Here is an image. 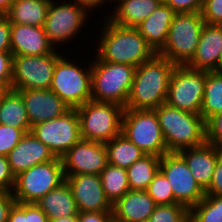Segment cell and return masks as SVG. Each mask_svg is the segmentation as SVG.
Instances as JSON below:
<instances>
[{
	"label": "cell",
	"instance_id": "44",
	"mask_svg": "<svg viewBox=\"0 0 222 222\" xmlns=\"http://www.w3.org/2000/svg\"><path fill=\"white\" fill-rule=\"evenodd\" d=\"M7 222H28V203L16 202Z\"/></svg>",
	"mask_w": 222,
	"mask_h": 222
},
{
	"label": "cell",
	"instance_id": "8",
	"mask_svg": "<svg viewBox=\"0 0 222 222\" xmlns=\"http://www.w3.org/2000/svg\"><path fill=\"white\" fill-rule=\"evenodd\" d=\"M67 59L63 55L57 60L50 90L70 108H77L91 100V63L81 67Z\"/></svg>",
	"mask_w": 222,
	"mask_h": 222
},
{
	"label": "cell",
	"instance_id": "49",
	"mask_svg": "<svg viewBox=\"0 0 222 222\" xmlns=\"http://www.w3.org/2000/svg\"><path fill=\"white\" fill-rule=\"evenodd\" d=\"M49 222H79V213L78 215L72 217H60L57 219H49Z\"/></svg>",
	"mask_w": 222,
	"mask_h": 222
},
{
	"label": "cell",
	"instance_id": "40",
	"mask_svg": "<svg viewBox=\"0 0 222 222\" xmlns=\"http://www.w3.org/2000/svg\"><path fill=\"white\" fill-rule=\"evenodd\" d=\"M15 184V175L11 170L6 156L0 155V187L5 191H12Z\"/></svg>",
	"mask_w": 222,
	"mask_h": 222
},
{
	"label": "cell",
	"instance_id": "52",
	"mask_svg": "<svg viewBox=\"0 0 222 222\" xmlns=\"http://www.w3.org/2000/svg\"><path fill=\"white\" fill-rule=\"evenodd\" d=\"M107 222H122L121 220L117 219L113 214L109 217Z\"/></svg>",
	"mask_w": 222,
	"mask_h": 222
},
{
	"label": "cell",
	"instance_id": "33",
	"mask_svg": "<svg viewBox=\"0 0 222 222\" xmlns=\"http://www.w3.org/2000/svg\"><path fill=\"white\" fill-rule=\"evenodd\" d=\"M156 205H170L177 203L167 177L159 171L146 189Z\"/></svg>",
	"mask_w": 222,
	"mask_h": 222
},
{
	"label": "cell",
	"instance_id": "12",
	"mask_svg": "<svg viewBox=\"0 0 222 222\" xmlns=\"http://www.w3.org/2000/svg\"><path fill=\"white\" fill-rule=\"evenodd\" d=\"M57 49L48 55H13L11 89H50L57 60Z\"/></svg>",
	"mask_w": 222,
	"mask_h": 222
},
{
	"label": "cell",
	"instance_id": "1",
	"mask_svg": "<svg viewBox=\"0 0 222 222\" xmlns=\"http://www.w3.org/2000/svg\"><path fill=\"white\" fill-rule=\"evenodd\" d=\"M176 64L157 53L135 69L125 109L154 110L166 103L169 82Z\"/></svg>",
	"mask_w": 222,
	"mask_h": 222
},
{
	"label": "cell",
	"instance_id": "34",
	"mask_svg": "<svg viewBox=\"0 0 222 222\" xmlns=\"http://www.w3.org/2000/svg\"><path fill=\"white\" fill-rule=\"evenodd\" d=\"M150 222H189V209L182 204L156 205Z\"/></svg>",
	"mask_w": 222,
	"mask_h": 222
},
{
	"label": "cell",
	"instance_id": "26",
	"mask_svg": "<svg viewBox=\"0 0 222 222\" xmlns=\"http://www.w3.org/2000/svg\"><path fill=\"white\" fill-rule=\"evenodd\" d=\"M51 0H14L6 14L10 23L44 27Z\"/></svg>",
	"mask_w": 222,
	"mask_h": 222
},
{
	"label": "cell",
	"instance_id": "48",
	"mask_svg": "<svg viewBox=\"0 0 222 222\" xmlns=\"http://www.w3.org/2000/svg\"><path fill=\"white\" fill-rule=\"evenodd\" d=\"M14 0H0V15H6Z\"/></svg>",
	"mask_w": 222,
	"mask_h": 222
},
{
	"label": "cell",
	"instance_id": "22",
	"mask_svg": "<svg viewBox=\"0 0 222 222\" xmlns=\"http://www.w3.org/2000/svg\"><path fill=\"white\" fill-rule=\"evenodd\" d=\"M156 204L146 190H129L113 204L112 214L122 222L148 220Z\"/></svg>",
	"mask_w": 222,
	"mask_h": 222
},
{
	"label": "cell",
	"instance_id": "35",
	"mask_svg": "<svg viewBox=\"0 0 222 222\" xmlns=\"http://www.w3.org/2000/svg\"><path fill=\"white\" fill-rule=\"evenodd\" d=\"M24 135L21 129L0 123V155L7 156Z\"/></svg>",
	"mask_w": 222,
	"mask_h": 222
},
{
	"label": "cell",
	"instance_id": "15",
	"mask_svg": "<svg viewBox=\"0 0 222 222\" xmlns=\"http://www.w3.org/2000/svg\"><path fill=\"white\" fill-rule=\"evenodd\" d=\"M64 175H100L108 164L105 143L80 140L62 157Z\"/></svg>",
	"mask_w": 222,
	"mask_h": 222
},
{
	"label": "cell",
	"instance_id": "17",
	"mask_svg": "<svg viewBox=\"0 0 222 222\" xmlns=\"http://www.w3.org/2000/svg\"><path fill=\"white\" fill-rule=\"evenodd\" d=\"M28 114L30 127L55 119L71 108L50 89L18 90Z\"/></svg>",
	"mask_w": 222,
	"mask_h": 222
},
{
	"label": "cell",
	"instance_id": "24",
	"mask_svg": "<svg viewBox=\"0 0 222 222\" xmlns=\"http://www.w3.org/2000/svg\"><path fill=\"white\" fill-rule=\"evenodd\" d=\"M117 1L107 18L122 27H136L163 2V0H114ZM119 2V3H118Z\"/></svg>",
	"mask_w": 222,
	"mask_h": 222
},
{
	"label": "cell",
	"instance_id": "5",
	"mask_svg": "<svg viewBox=\"0 0 222 222\" xmlns=\"http://www.w3.org/2000/svg\"><path fill=\"white\" fill-rule=\"evenodd\" d=\"M124 107L90 100L76 108L82 140L106 143L121 134Z\"/></svg>",
	"mask_w": 222,
	"mask_h": 222
},
{
	"label": "cell",
	"instance_id": "27",
	"mask_svg": "<svg viewBox=\"0 0 222 222\" xmlns=\"http://www.w3.org/2000/svg\"><path fill=\"white\" fill-rule=\"evenodd\" d=\"M0 123L21 129L25 134L31 131L22 96L9 88L1 97Z\"/></svg>",
	"mask_w": 222,
	"mask_h": 222
},
{
	"label": "cell",
	"instance_id": "9",
	"mask_svg": "<svg viewBox=\"0 0 222 222\" xmlns=\"http://www.w3.org/2000/svg\"><path fill=\"white\" fill-rule=\"evenodd\" d=\"M65 181L61 158L37 164L15 176L11 191L16 202L36 203Z\"/></svg>",
	"mask_w": 222,
	"mask_h": 222
},
{
	"label": "cell",
	"instance_id": "36",
	"mask_svg": "<svg viewBox=\"0 0 222 222\" xmlns=\"http://www.w3.org/2000/svg\"><path fill=\"white\" fill-rule=\"evenodd\" d=\"M206 142L222 149V112L211 116L205 122Z\"/></svg>",
	"mask_w": 222,
	"mask_h": 222
},
{
	"label": "cell",
	"instance_id": "31",
	"mask_svg": "<svg viewBox=\"0 0 222 222\" xmlns=\"http://www.w3.org/2000/svg\"><path fill=\"white\" fill-rule=\"evenodd\" d=\"M100 178L105 195L112 204L130 190L126 168L108 163L100 173Z\"/></svg>",
	"mask_w": 222,
	"mask_h": 222
},
{
	"label": "cell",
	"instance_id": "32",
	"mask_svg": "<svg viewBox=\"0 0 222 222\" xmlns=\"http://www.w3.org/2000/svg\"><path fill=\"white\" fill-rule=\"evenodd\" d=\"M189 222H222V196L205 195L189 210Z\"/></svg>",
	"mask_w": 222,
	"mask_h": 222
},
{
	"label": "cell",
	"instance_id": "16",
	"mask_svg": "<svg viewBox=\"0 0 222 222\" xmlns=\"http://www.w3.org/2000/svg\"><path fill=\"white\" fill-rule=\"evenodd\" d=\"M79 212L112 211L113 204L106 197L100 175H65Z\"/></svg>",
	"mask_w": 222,
	"mask_h": 222
},
{
	"label": "cell",
	"instance_id": "43",
	"mask_svg": "<svg viewBox=\"0 0 222 222\" xmlns=\"http://www.w3.org/2000/svg\"><path fill=\"white\" fill-rule=\"evenodd\" d=\"M16 200L10 191L3 190L0 193V222H7L10 211Z\"/></svg>",
	"mask_w": 222,
	"mask_h": 222
},
{
	"label": "cell",
	"instance_id": "10",
	"mask_svg": "<svg viewBox=\"0 0 222 222\" xmlns=\"http://www.w3.org/2000/svg\"><path fill=\"white\" fill-rule=\"evenodd\" d=\"M205 82V70L176 65L169 82L166 103L182 111L200 114Z\"/></svg>",
	"mask_w": 222,
	"mask_h": 222
},
{
	"label": "cell",
	"instance_id": "45",
	"mask_svg": "<svg viewBox=\"0 0 222 222\" xmlns=\"http://www.w3.org/2000/svg\"><path fill=\"white\" fill-rule=\"evenodd\" d=\"M112 211L79 212V222H107Z\"/></svg>",
	"mask_w": 222,
	"mask_h": 222
},
{
	"label": "cell",
	"instance_id": "18",
	"mask_svg": "<svg viewBox=\"0 0 222 222\" xmlns=\"http://www.w3.org/2000/svg\"><path fill=\"white\" fill-rule=\"evenodd\" d=\"M6 157L15 176L37 164L56 158L49 147L31 132L26 133Z\"/></svg>",
	"mask_w": 222,
	"mask_h": 222
},
{
	"label": "cell",
	"instance_id": "14",
	"mask_svg": "<svg viewBox=\"0 0 222 222\" xmlns=\"http://www.w3.org/2000/svg\"><path fill=\"white\" fill-rule=\"evenodd\" d=\"M160 171L167 177L176 202L189 210L205 197V191L196 182L185 160L177 152L161 156Z\"/></svg>",
	"mask_w": 222,
	"mask_h": 222
},
{
	"label": "cell",
	"instance_id": "4",
	"mask_svg": "<svg viewBox=\"0 0 222 222\" xmlns=\"http://www.w3.org/2000/svg\"><path fill=\"white\" fill-rule=\"evenodd\" d=\"M96 59V60H95ZM136 67L100 60L91 61V100L125 108Z\"/></svg>",
	"mask_w": 222,
	"mask_h": 222
},
{
	"label": "cell",
	"instance_id": "42",
	"mask_svg": "<svg viewBox=\"0 0 222 222\" xmlns=\"http://www.w3.org/2000/svg\"><path fill=\"white\" fill-rule=\"evenodd\" d=\"M11 51V23L6 15H0V52Z\"/></svg>",
	"mask_w": 222,
	"mask_h": 222
},
{
	"label": "cell",
	"instance_id": "30",
	"mask_svg": "<svg viewBox=\"0 0 222 222\" xmlns=\"http://www.w3.org/2000/svg\"><path fill=\"white\" fill-rule=\"evenodd\" d=\"M222 112V73L206 71L204 98L200 115L206 122L211 116Z\"/></svg>",
	"mask_w": 222,
	"mask_h": 222
},
{
	"label": "cell",
	"instance_id": "13",
	"mask_svg": "<svg viewBox=\"0 0 222 222\" xmlns=\"http://www.w3.org/2000/svg\"><path fill=\"white\" fill-rule=\"evenodd\" d=\"M55 157L61 158L70 148L81 140L80 121L76 108L48 121L31 127L30 131Z\"/></svg>",
	"mask_w": 222,
	"mask_h": 222
},
{
	"label": "cell",
	"instance_id": "23",
	"mask_svg": "<svg viewBox=\"0 0 222 222\" xmlns=\"http://www.w3.org/2000/svg\"><path fill=\"white\" fill-rule=\"evenodd\" d=\"M175 14L171 7L162 2L151 15L135 27L155 53H158L166 43Z\"/></svg>",
	"mask_w": 222,
	"mask_h": 222
},
{
	"label": "cell",
	"instance_id": "28",
	"mask_svg": "<svg viewBox=\"0 0 222 222\" xmlns=\"http://www.w3.org/2000/svg\"><path fill=\"white\" fill-rule=\"evenodd\" d=\"M108 163L121 168H129L146 154L134 143L120 134L105 143Z\"/></svg>",
	"mask_w": 222,
	"mask_h": 222
},
{
	"label": "cell",
	"instance_id": "39",
	"mask_svg": "<svg viewBox=\"0 0 222 222\" xmlns=\"http://www.w3.org/2000/svg\"><path fill=\"white\" fill-rule=\"evenodd\" d=\"M13 78V54L11 51L0 52V81L11 88Z\"/></svg>",
	"mask_w": 222,
	"mask_h": 222
},
{
	"label": "cell",
	"instance_id": "21",
	"mask_svg": "<svg viewBox=\"0 0 222 222\" xmlns=\"http://www.w3.org/2000/svg\"><path fill=\"white\" fill-rule=\"evenodd\" d=\"M222 48V25L204 24L196 52L186 64L195 70L217 71Z\"/></svg>",
	"mask_w": 222,
	"mask_h": 222
},
{
	"label": "cell",
	"instance_id": "50",
	"mask_svg": "<svg viewBox=\"0 0 222 222\" xmlns=\"http://www.w3.org/2000/svg\"><path fill=\"white\" fill-rule=\"evenodd\" d=\"M9 88L0 81V98Z\"/></svg>",
	"mask_w": 222,
	"mask_h": 222
},
{
	"label": "cell",
	"instance_id": "47",
	"mask_svg": "<svg viewBox=\"0 0 222 222\" xmlns=\"http://www.w3.org/2000/svg\"><path fill=\"white\" fill-rule=\"evenodd\" d=\"M75 1L80 6L85 8L88 11V13L90 14L91 13L90 10L93 11L94 8H97V7L100 8V6L102 4L104 5V3H106L107 1L109 3L110 0H75ZM112 1H114V0H111V2Z\"/></svg>",
	"mask_w": 222,
	"mask_h": 222
},
{
	"label": "cell",
	"instance_id": "38",
	"mask_svg": "<svg viewBox=\"0 0 222 222\" xmlns=\"http://www.w3.org/2000/svg\"><path fill=\"white\" fill-rule=\"evenodd\" d=\"M176 13H201L204 0H163Z\"/></svg>",
	"mask_w": 222,
	"mask_h": 222
},
{
	"label": "cell",
	"instance_id": "41",
	"mask_svg": "<svg viewBox=\"0 0 222 222\" xmlns=\"http://www.w3.org/2000/svg\"><path fill=\"white\" fill-rule=\"evenodd\" d=\"M205 195L222 196V154L218 157L209 187Z\"/></svg>",
	"mask_w": 222,
	"mask_h": 222
},
{
	"label": "cell",
	"instance_id": "20",
	"mask_svg": "<svg viewBox=\"0 0 222 222\" xmlns=\"http://www.w3.org/2000/svg\"><path fill=\"white\" fill-rule=\"evenodd\" d=\"M55 50L43 27L11 23V53L40 56Z\"/></svg>",
	"mask_w": 222,
	"mask_h": 222
},
{
	"label": "cell",
	"instance_id": "6",
	"mask_svg": "<svg viewBox=\"0 0 222 222\" xmlns=\"http://www.w3.org/2000/svg\"><path fill=\"white\" fill-rule=\"evenodd\" d=\"M205 22L201 13H176L167 40L158 55L176 65H186L194 56Z\"/></svg>",
	"mask_w": 222,
	"mask_h": 222
},
{
	"label": "cell",
	"instance_id": "2",
	"mask_svg": "<svg viewBox=\"0 0 222 222\" xmlns=\"http://www.w3.org/2000/svg\"><path fill=\"white\" fill-rule=\"evenodd\" d=\"M104 18L95 53L100 60L137 68L156 54L136 28L122 27Z\"/></svg>",
	"mask_w": 222,
	"mask_h": 222
},
{
	"label": "cell",
	"instance_id": "25",
	"mask_svg": "<svg viewBox=\"0 0 222 222\" xmlns=\"http://www.w3.org/2000/svg\"><path fill=\"white\" fill-rule=\"evenodd\" d=\"M36 204L49 219H57L62 216L72 217L79 213L71 189L66 181L44 195Z\"/></svg>",
	"mask_w": 222,
	"mask_h": 222
},
{
	"label": "cell",
	"instance_id": "7",
	"mask_svg": "<svg viewBox=\"0 0 222 222\" xmlns=\"http://www.w3.org/2000/svg\"><path fill=\"white\" fill-rule=\"evenodd\" d=\"M121 134L146 155L169 153L155 110L124 109Z\"/></svg>",
	"mask_w": 222,
	"mask_h": 222
},
{
	"label": "cell",
	"instance_id": "51",
	"mask_svg": "<svg viewBox=\"0 0 222 222\" xmlns=\"http://www.w3.org/2000/svg\"><path fill=\"white\" fill-rule=\"evenodd\" d=\"M218 72L222 73V48H221L219 64H218Z\"/></svg>",
	"mask_w": 222,
	"mask_h": 222
},
{
	"label": "cell",
	"instance_id": "19",
	"mask_svg": "<svg viewBox=\"0 0 222 222\" xmlns=\"http://www.w3.org/2000/svg\"><path fill=\"white\" fill-rule=\"evenodd\" d=\"M177 153L185 160L196 182L205 191L210 185L222 149L205 142L200 146L182 149Z\"/></svg>",
	"mask_w": 222,
	"mask_h": 222
},
{
	"label": "cell",
	"instance_id": "11",
	"mask_svg": "<svg viewBox=\"0 0 222 222\" xmlns=\"http://www.w3.org/2000/svg\"><path fill=\"white\" fill-rule=\"evenodd\" d=\"M73 2L58 4L51 0L49 4L43 28L49 42L55 49H58L59 45L69 43L68 41L76 38L77 34H80V30L86 26L85 23L88 22V11L75 0Z\"/></svg>",
	"mask_w": 222,
	"mask_h": 222
},
{
	"label": "cell",
	"instance_id": "3",
	"mask_svg": "<svg viewBox=\"0 0 222 222\" xmlns=\"http://www.w3.org/2000/svg\"><path fill=\"white\" fill-rule=\"evenodd\" d=\"M154 110L168 152H179L206 142L205 121L200 114L182 111L167 103Z\"/></svg>",
	"mask_w": 222,
	"mask_h": 222
},
{
	"label": "cell",
	"instance_id": "37",
	"mask_svg": "<svg viewBox=\"0 0 222 222\" xmlns=\"http://www.w3.org/2000/svg\"><path fill=\"white\" fill-rule=\"evenodd\" d=\"M201 15L206 24L222 25V0H204Z\"/></svg>",
	"mask_w": 222,
	"mask_h": 222
},
{
	"label": "cell",
	"instance_id": "46",
	"mask_svg": "<svg viewBox=\"0 0 222 222\" xmlns=\"http://www.w3.org/2000/svg\"><path fill=\"white\" fill-rule=\"evenodd\" d=\"M28 222H49V218L36 203H28Z\"/></svg>",
	"mask_w": 222,
	"mask_h": 222
},
{
	"label": "cell",
	"instance_id": "29",
	"mask_svg": "<svg viewBox=\"0 0 222 222\" xmlns=\"http://www.w3.org/2000/svg\"><path fill=\"white\" fill-rule=\"evenodd\" d=\"M159 156L145 155L127 168L130 190H146L150 182L160 171Z\"/></svg>",
	"mask_w": 222,
	"mask_h": 222
}]
</instances>
